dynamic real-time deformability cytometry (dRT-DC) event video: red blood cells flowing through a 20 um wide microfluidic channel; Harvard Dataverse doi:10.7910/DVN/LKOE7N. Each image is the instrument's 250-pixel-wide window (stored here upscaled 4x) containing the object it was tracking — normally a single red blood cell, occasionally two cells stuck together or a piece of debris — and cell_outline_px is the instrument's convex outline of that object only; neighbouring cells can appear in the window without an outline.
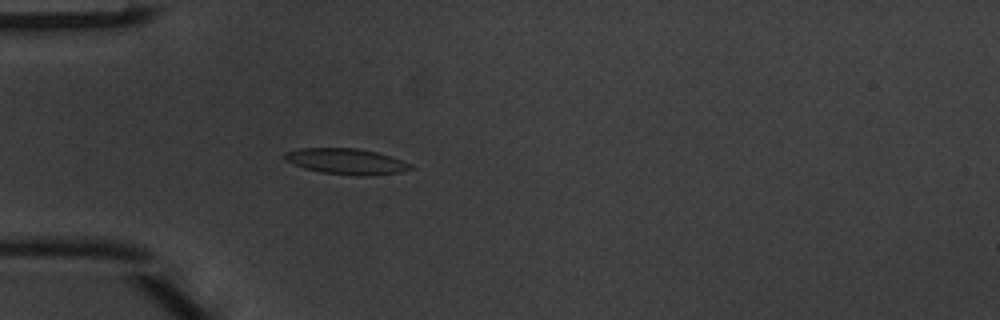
{"species": "common noctule bat (a hibernating species)", "species_latin": "Nyctalus noctula", "temperature_condition": "warm", "stored_images_in_passage": 38, "camera_frame_rate_fps": 3000, "um_per_image_px": 0.085, "animal": {"sex": "male", "body_mass_g": 20.1, "forearm_length_mm": 53.5}, "frame": {"image": 1, "passage_image": 4, "time_ms": 1.0, "image_size_px": [1000, 320], "cell_outline_px": [[412, 168], [400, 172], [364, 176], [320, 172], [304, 168], [292, 164], [284, 160], [284, 152], [300, 148], [356, 148], [376, 152], [412, 164]], "centroid_in_image_um": [29.37, 13.71], "position_along_channel_um": 55.6, "area_um2": 18.73}}
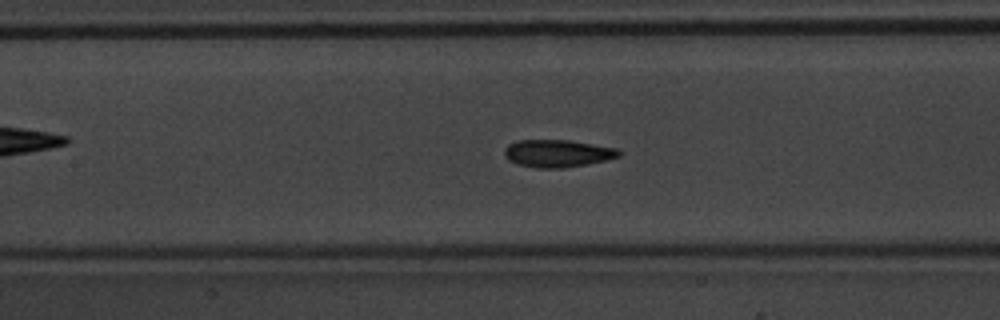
{"frame": {"image": 2, "passage_image": 12, "time_ms": 3.667, "image_size_px": [1000, 320], "cell_outline_px": [[620, 156], [604, 160], [564, 168], [536, 168], [516, 164], [508, 160], [504, 156], [504, 148], [508, 144], [516, 140], [568, 140], [616, 148], [620, 152]], "centroid_in_image_um": [47.31, 13.04], "position_along_channel_um": 160.1, "area_um2": 18.26}}
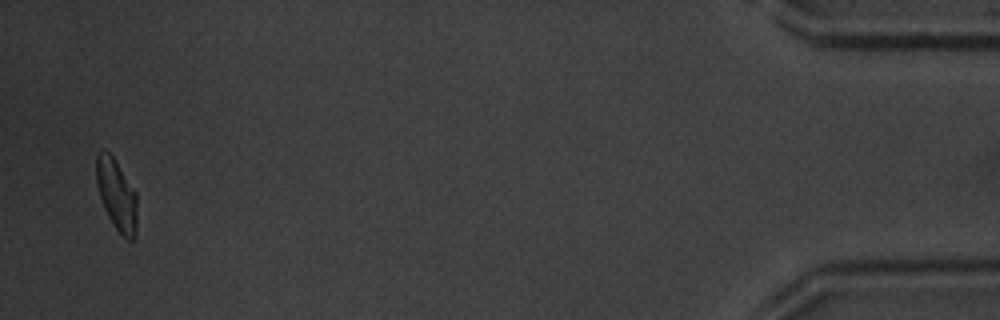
{"frame": {"image": 3, "passage_image": 37, "time_ms": 12.0, "image_size_px": [1000, 320], "cell_outline_px": [[136, 240], [128, 240], [116, 228], [108, 216], [104, 208], [96, 184], [96, 156], [104, 148], [116, 160], [136, 192]], "centroid_in_image_um": [9.91, 16.54], "position_along_channel_um": 425.3, "area_um2": 16.88}, "authors_computed_cell_mechanics": {"area_um2": 17.8891, "velocity_mm_per_s": 4.1613, "shape_relaxation_time_tau1_ms": 3.3801, "shape_relaxation_time_tau2_ms": 1.8164, "deformation_change_tau1": 0.1313, "deformation_change_tau2": 0.0859}}